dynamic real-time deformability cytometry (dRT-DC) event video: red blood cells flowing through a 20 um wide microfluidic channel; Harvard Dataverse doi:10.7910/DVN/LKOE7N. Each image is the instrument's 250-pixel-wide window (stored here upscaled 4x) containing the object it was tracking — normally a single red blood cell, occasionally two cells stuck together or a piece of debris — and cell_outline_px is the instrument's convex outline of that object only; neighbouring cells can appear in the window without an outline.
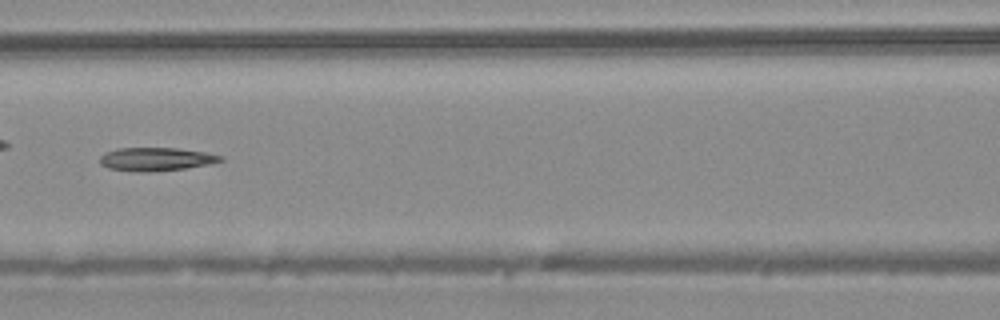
{"species": "common noctule bat (a hibernating species)", "species_latin": "Nyctalus noctula", "temperature_condition": "warm", "stored_images_in_passage": 49, "camera_frame_rate_fps": 3000, "um_per_image_px": 0.085, "animal": {"sex": "male", "body_mass_g": 20.4}, "frame": {"image": 1, "passage_image": 22, "time_ms": 7.0, "image_size_px": [1000, 320], "cell_outline_px": [[224, 160], [208, 164], [184, 168], [148, 172], [140, 172], [108, 168], [100, 164], [100, 156], [104, 152], [116, 148], [176, 148], [204, 152], [224, 156]], "centroid_in_image_um": [13.23, 13.52], "position_along_channel_um": 153.4, "area_um2": 16.36}}
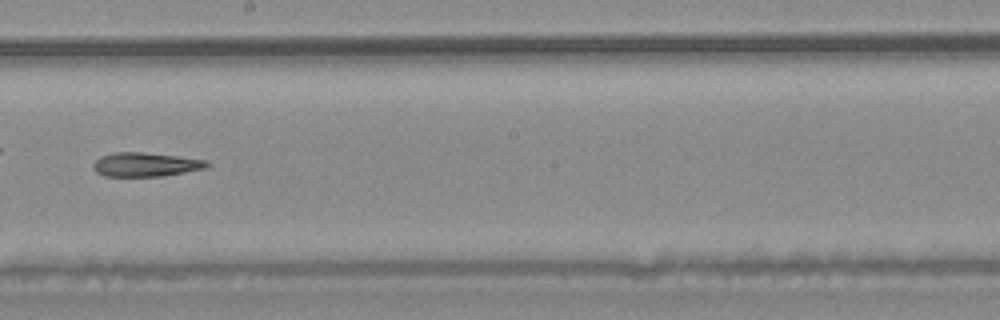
{"frame": {"image": 2, "passage_image": 28, "time_ms": 9.0, "image_size_px": [1000, 320], "cell_outline_px": [[212, 164], [208, 168], [164, 176], [104, 176], [96, 172], [92, 168], [92, 164], [100, 156], [116, 152], [144, 152], [208, 160]], "centroid_in_image_um": [12.41, 13.99], "position_along_channel_um": 235.8, "area_um2": 16.13}}